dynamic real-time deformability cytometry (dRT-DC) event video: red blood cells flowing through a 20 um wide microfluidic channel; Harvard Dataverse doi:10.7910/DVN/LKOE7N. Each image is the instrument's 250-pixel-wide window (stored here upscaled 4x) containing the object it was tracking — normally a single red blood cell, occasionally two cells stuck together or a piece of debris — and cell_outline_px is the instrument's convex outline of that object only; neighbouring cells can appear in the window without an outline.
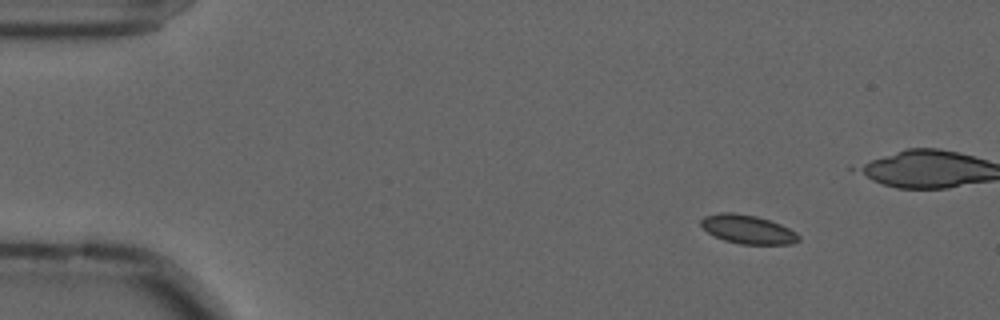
{"species": "common noctule bat (a hibernating species)", "species_latin": "Nyctalus noctula", "temperature_condition": "cold", "stored_images_in_passage": 12, "camera_frame_rate_fps": 3000, "um_per_image_px": 0.085, "animal": {"sex": "male", "forearm_length_mm": 52.5}, "frame": {"image": 1, "passage_image": 1, "time_ms": 0.0, "image_size_px": [1000, 320], "cell_outline_px": [[800, 240], [792, 244], [740, 244], [724, 240], [708, 232], [700, 224], [700, 220], [704, 216], [720, 212], [732, 212], [756, 216], [780, 224], [796, 232], [800, 236]], "centroid_in_image_um": [63.56, 19.49], "position_along_channel_um": 21.4, "area_um2": 16.3}}